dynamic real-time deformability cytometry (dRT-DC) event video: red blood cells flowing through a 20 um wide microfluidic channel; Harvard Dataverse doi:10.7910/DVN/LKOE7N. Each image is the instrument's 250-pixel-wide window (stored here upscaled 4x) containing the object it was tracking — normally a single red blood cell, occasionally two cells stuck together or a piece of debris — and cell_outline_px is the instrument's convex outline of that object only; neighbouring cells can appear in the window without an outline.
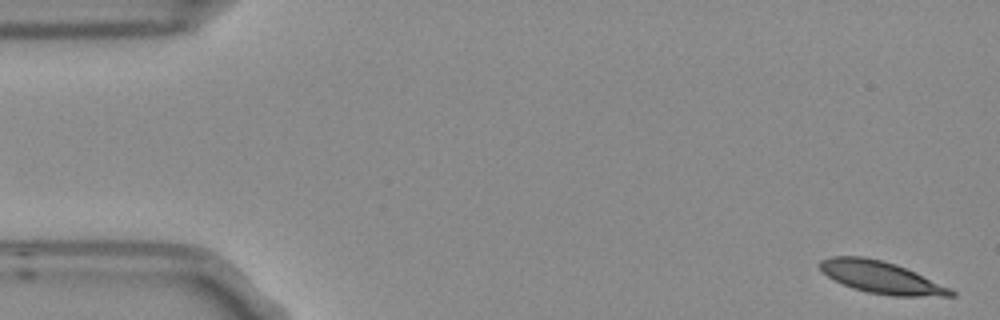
{"species": "Egyptian fruit bat (a non-hibernating species)", "species_latin": "Rousettus aegyptiacus", "temperature_condition": "room temperature", "stored_images_in_passage": 4, "camera_frame_rate_fps": 3000, "um_per_image_px": 0.085, "frame": {"image": 1, "passage_image": 1, "time_ms": 0.0, "image_size_px": [1000, 320], "cell_outline_px": [[956, 296], [892, 296], [868, 292], [852, 288], [828, 276], [820, 268], [820, 260], [832, 256], [864, 256], [896, 264], [952, 288], [956, 292]], "centroid_in_image_um": [74.94, 23.58], "position_along_channel_um": 10.1, "area_um2": 24.28}}
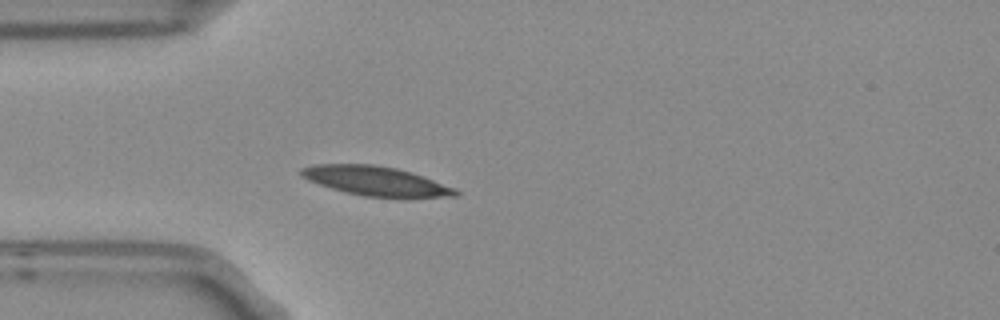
{"frame": {"image": 2, "passage_image": 4, "time_ms": 1.0, "image_size_px": [1000, 320], "cell_outline_px": [[460, 196], [408, 200], [364, 196], [344, 192], [308, 180], [300, 176], [300, 168], [316, 164], [372, 164], [396, 168], [456, 188], [460, 192]], "centroid_in_image_um": [32.03, 15.44], "position_along_channel_um": 53.0, "area_um2": 27.05}}